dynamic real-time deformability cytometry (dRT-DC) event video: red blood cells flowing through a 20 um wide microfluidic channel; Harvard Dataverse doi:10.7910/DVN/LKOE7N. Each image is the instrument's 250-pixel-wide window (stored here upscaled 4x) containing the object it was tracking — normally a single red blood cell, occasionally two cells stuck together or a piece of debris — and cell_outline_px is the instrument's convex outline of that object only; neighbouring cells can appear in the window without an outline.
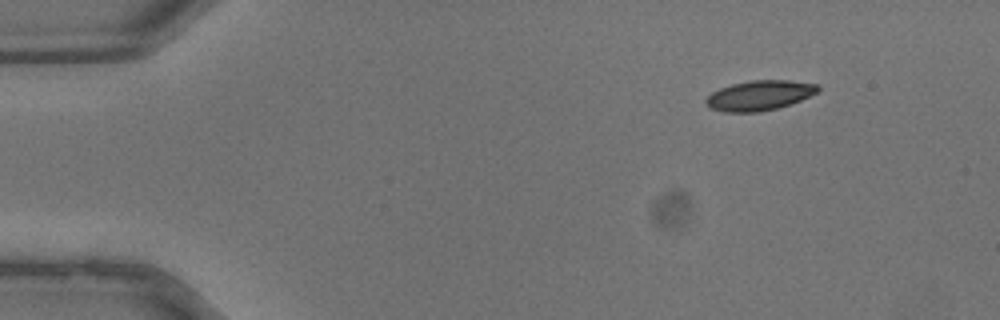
{"species": "common noctule bat (a hibernating species)", "species_latin": "Nyctalus noctula", "temperature_condition": "warm", "stored_images_in_passage": 34, "camera_frame_rate_fps": 3000, "um_per_image_px": 0.085, "animal": {"sex": "male", "body_mass_g": 13.3}, "frame": {"image": 1, "passage_image": 1, "time_ms": 0.0, "image_size_px": [1000, 320], "cell_outline_px": [[820, 88], [816, 92], [800, 100], [776, 108], [760, 112], [724, 112], [708, 108], [704, 100], [712, 92], [720, 88], [732, 84], [752, 80], [788, 80], [820, 84]], "centroid_in_image_um": [64.52, 8.11], "position_along_channel_um": 20.5, "area_um2": 19.48}}
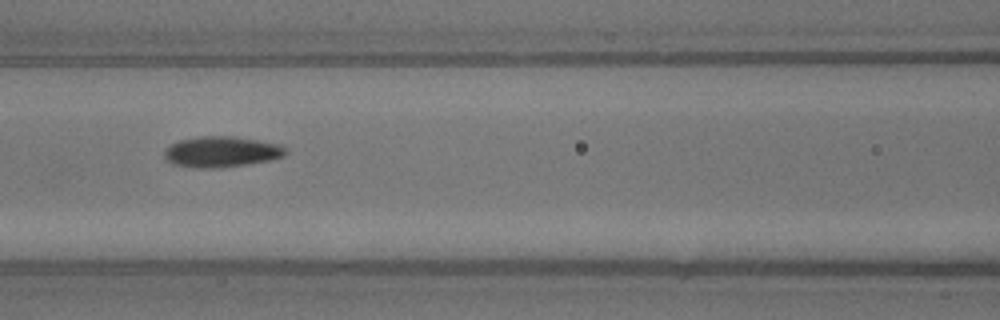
{"frame": {"image": 2, "passage_image": 13, "time_ms": 4.0, "image_size_px": [1000, 320], "cell_outline_px": [[288, 152], [284, 156], [268, 160], [244, 164], [212, 168], [200, 168], [176, 164], [168, 160], [164, 156], [164, 152], [168, 144], [180, 140], [200, 136], [232, 136], [280, 144]], "centroid_in_image_um": [18.81, 12.88], "position_along_channel_um": 147.8, "area_um2": 21.39}}
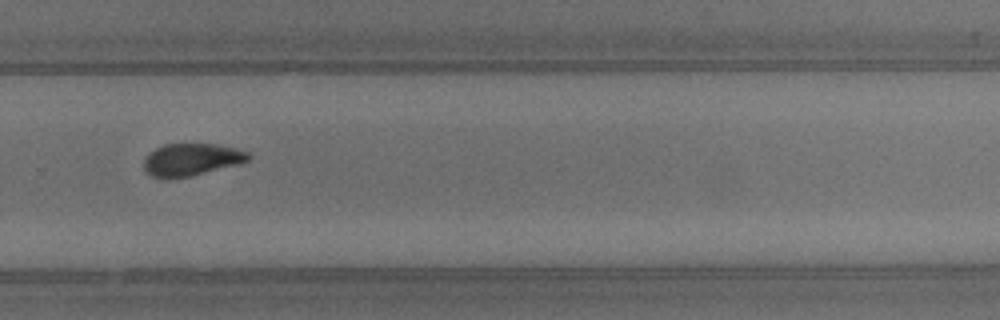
{"frame": {"image": 3, "passage_image": 22, "time_ms": 7.0, "image_size_px": [1000, 320], "cell_outline_px": [[252, 156], [248, 160], [240, 164], [188, 176], [168, 180], [152, 176], [144, 172], [144, 160], [156, 148], [164, 144], [216, 144], [236, 148], [248, 152]], "centroid_in_image_um": [16.27, 13.58], "position_along_channel_um": 313.5, "area_um2": 19.71}}